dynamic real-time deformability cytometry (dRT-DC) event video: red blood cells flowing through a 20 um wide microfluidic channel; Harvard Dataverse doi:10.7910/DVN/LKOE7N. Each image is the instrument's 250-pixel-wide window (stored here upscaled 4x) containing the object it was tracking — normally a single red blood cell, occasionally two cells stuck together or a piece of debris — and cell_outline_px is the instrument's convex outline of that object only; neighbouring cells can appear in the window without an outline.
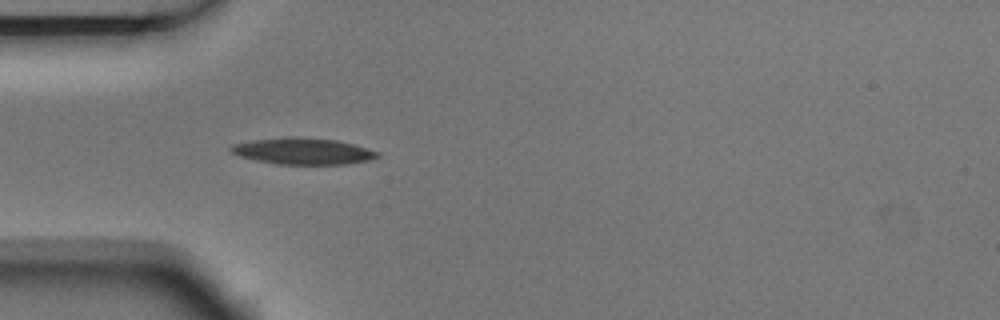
{"species": "Egyptian fruit bat (a non-hibernating species)", "species_latin": "Rousettus aegyptiacus", "temperature_condition": "room temperature", "stored_images_in_passage": 4, "camera_frame_rate_fps": 3000, "um_per_image_px": 0.085, "animal": {"sex": "male"}, "frame": {"image": 1, "passage_image": 4, "time_ms": 1.0, "image_size_px": [1000, 320], "cell_outline_px": [[380, 156], [368, 160], [344, 164], [276, 164], [256, 160], [240, 156], [232, 152], [228, 148], [236, 144], [252, 140], [288, 136], [300, 136], [336, 140], [352, 144], [380, 152]], "centroid_in_image_um": [25.75, 12.84], "position_along_channel_um": 59.2, "area_um2": 22.48}}